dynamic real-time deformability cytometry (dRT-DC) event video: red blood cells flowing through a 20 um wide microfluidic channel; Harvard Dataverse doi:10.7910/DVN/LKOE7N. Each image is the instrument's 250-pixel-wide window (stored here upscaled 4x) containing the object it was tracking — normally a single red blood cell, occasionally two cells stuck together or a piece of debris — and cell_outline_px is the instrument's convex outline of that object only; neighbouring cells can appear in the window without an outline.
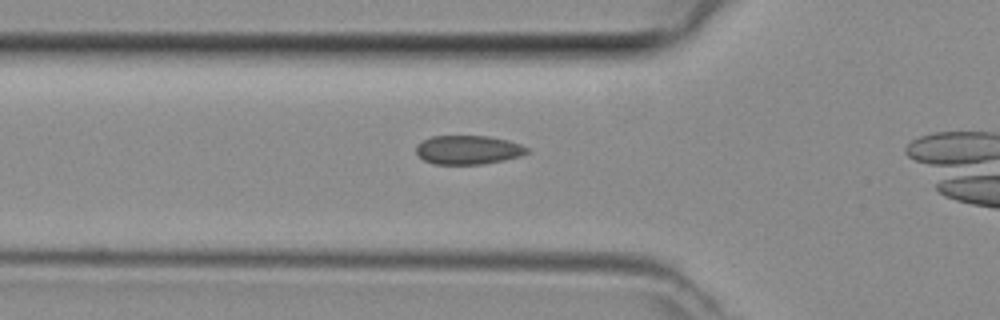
{"species": "common noctule bat (a hibernating species)", "species_latin": "Nyctalus noctula", "temperature_condition": "room temperature", "stored_images_in_passage": 13, "camera_frame_rate_fps": 3000, "um_per_image_px": 0.085, "animal": {"sex": "female", "body_mass_g": 29.2, "forearm_length_mm": 56.3}, "frame": {"image": 1, "passage_image": 3, "time_ms": 0.667, "image_size_px": [1000, 320], "cell_outline_px": [[528, 152], [520, 156], [504, 160], [480, 164], [436, 164], [424, 160], [416, 152], [416, 144], [432, 136], [488, 136], [508, 140], [520, 144], [528, 148]], "centroid_in_image_um": [39.79, 12.73], "position_along_channel_um": 86.0, "area_um2": 18.55}}
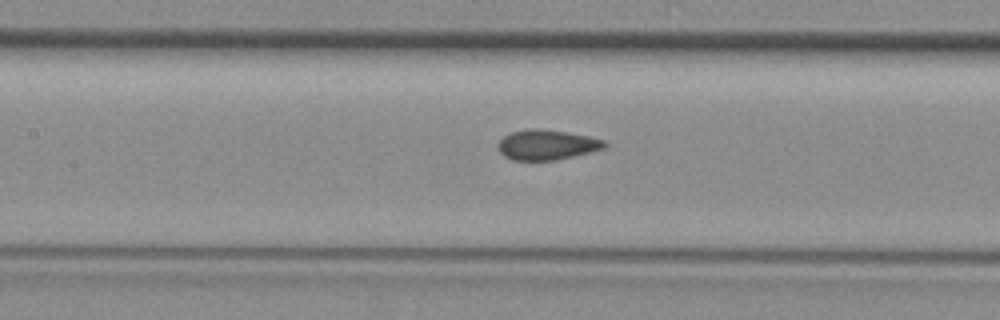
{"frame": {"image": 2, "passage_image": 8, "time_ms": 2.333, "image_size_px": [1000, 320], "cell_outline_px": [[608, 144], [604, 148], [556, 160], [512, 160], [504, 156], [500, 152], [500, 140], [504, 136], [512, 132], [528, 128], [536, 128], [568, 132], [588, 136], [604, 140]], "centroid_in_image_um": [46.49, 12.3], "position_along_channel_um": 160.9, "area_um2": 18.44}}
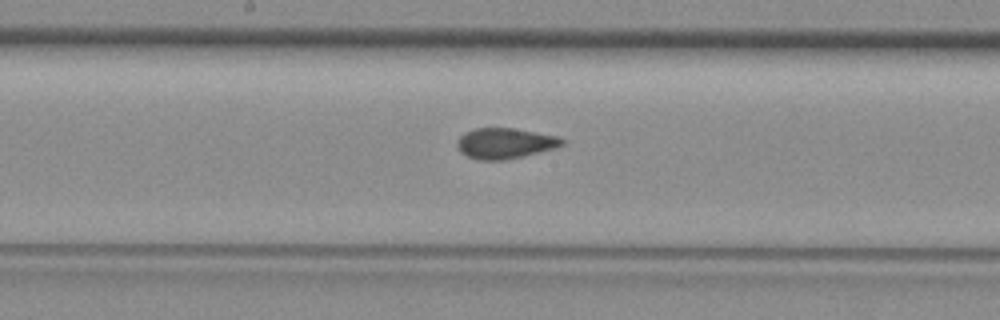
{"frame": {"image": 3, "passage_image": 11, "time_ms": 3.333, "image_size_px": [1000, 320], "cell_outline_px": [[564, 144], [556, 148], [504, 160], [480, 160], [468, 156], [460, 152], [456, 144], [456, 140], [464, 132], [476, 128], [512, 128], [560, 136], [564, 140]], "centroid_in_image_um": [42.91, 12.17], "position_along_channel_um": 205.3, "area_um2": 18.73}}